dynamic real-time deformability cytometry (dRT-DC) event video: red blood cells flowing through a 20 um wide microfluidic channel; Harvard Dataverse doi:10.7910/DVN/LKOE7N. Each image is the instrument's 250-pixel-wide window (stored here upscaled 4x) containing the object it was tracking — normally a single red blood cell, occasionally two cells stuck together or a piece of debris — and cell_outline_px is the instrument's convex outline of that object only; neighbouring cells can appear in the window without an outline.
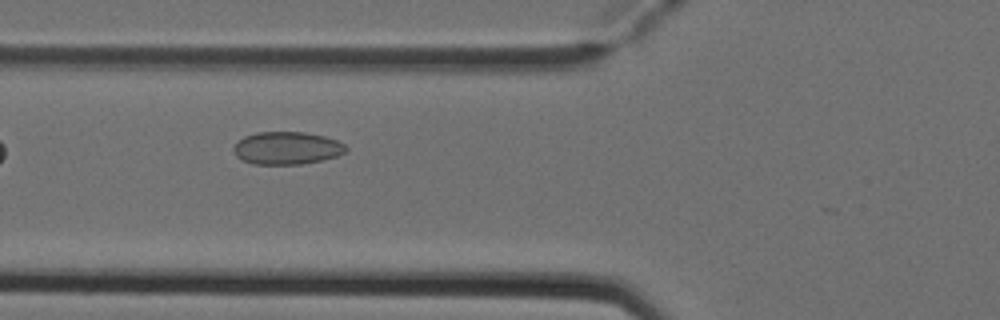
{"species": "Egyptian fruit bat (a non-hibernating species)", "species_latin": "Rousettus aegyptiacus", "temperature_condition": "cold", "stored_images_in_passage": 6, "camera_frame_rate_fps": 3000, "um_per_image_px": 0.085, "animal": {"sex": "female"}, "frame": {"image": 1, "passage_image": 4, "time_ms": 1.0, "image_size_px": [1000, 320], "cell_outline_px": [[348, 148], [344, 152], [336, 156], [320, 160], [300, 164], [252, 164], [236, 156], [232, 148], [244, 136], [256, 132], [304, 132], [324, 136], [336, 140], [344, 144]], "centroid_in_image_um": [24.37, 12.58], "position_along_channel_um": 101.4, "area_um2": 21.21}}
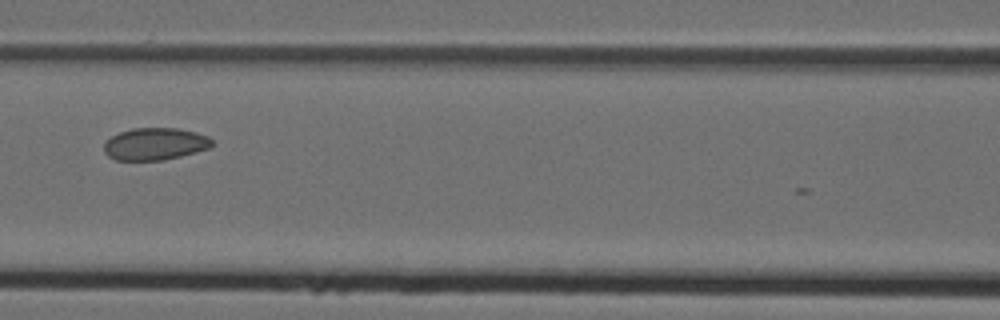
{"frame": {"image": 2, "passage_image": 5, "time_ms": 1.333, "image_size_px": [1000, 320], "cell_outline_px": [[216, 144], [208, 148], [196, 152], [164, 160], [116, 160], [108, 156], [104, 152], [104, 140], [120, 132], [132, 128], [176, 128], [196, 132], [208, 136]], "centroid_in_image_um": [13.17, 12.23], "position_along_channel_um": 153.4, "area_um2": 20.4}}